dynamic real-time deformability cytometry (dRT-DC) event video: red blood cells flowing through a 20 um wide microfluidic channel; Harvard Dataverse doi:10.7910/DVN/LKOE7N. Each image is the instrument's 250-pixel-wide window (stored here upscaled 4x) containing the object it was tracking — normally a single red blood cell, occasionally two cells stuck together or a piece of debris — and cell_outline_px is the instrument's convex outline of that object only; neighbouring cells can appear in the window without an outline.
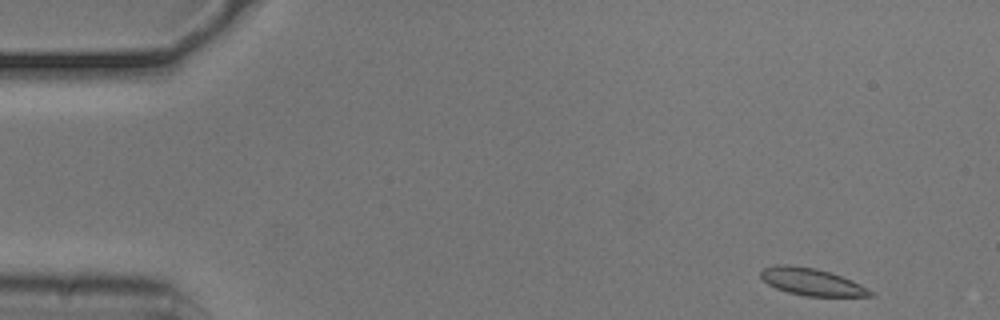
{"species": "common noctule bat (a hibernating species)", "species_latin": "Nyctalus noctula", "temperature_condition": "cold", "stored_images_in_passage": 51, "camera_frame_rate_fps": 3000, "um_per_image_px": 0.085, "animal": {"sex": "male", "body_mass_g": 20.5, "forearm_length_mm": 52.5}, "frame": {"image": 1, "passage_image": 1, "time_ms": 0.0, "image_size_px": [1000, 320], "cell_outline_px": [[876, 296], [804, 296], [788, 292], [776, 288], [768, 284], [760, 276], [760, 272], [764, 268], [776, 264], [788, 264], [816, 268], [852, 280], [876, 292]], "centroid_in_image_um": [69.01, 23.96], "position_along_channel_um": 16.0, "area_um2": 17.4}}
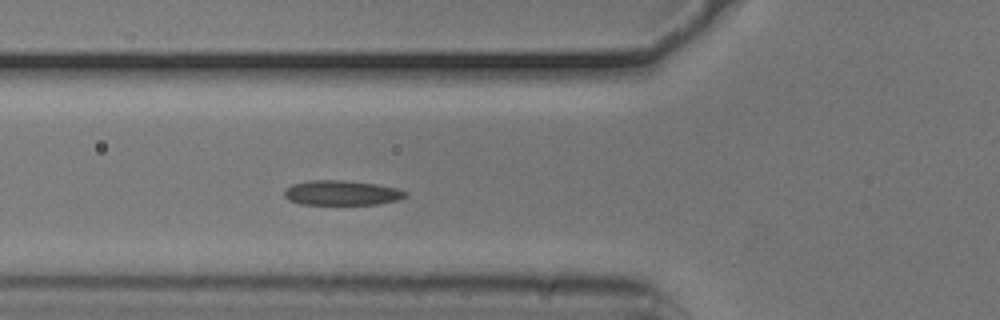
{"frame": {"image": 2, "passage_image": 16, "time_ms": 5.0, "image_size_px": [1000, 320], "cell_outline_px": [[408, 196], [396, 200], [376, 204], [300, 204], [288, 200], [284, 196], [284, 192], [292, 184], [308, 180], [344, 180], [376, 184], [400, 188], [408, 192]], "centroid_in_image_um": [29.06, 16.38], "position_along_channel_um": 96.7, "area_um2": 17.57}}
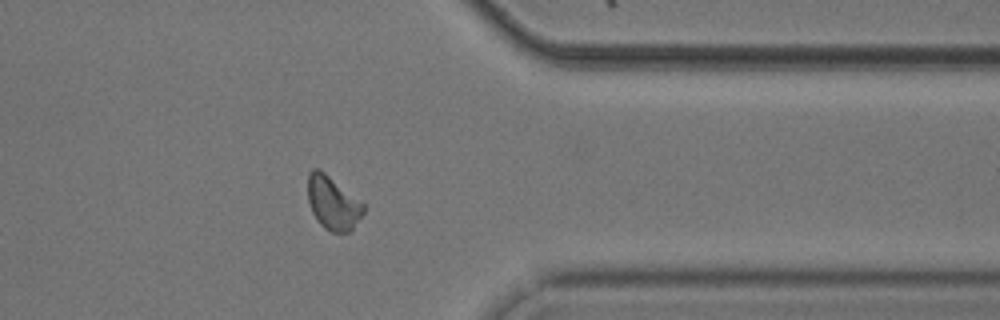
{"frame": {"image": 3, "passage_image": 40, "time_ms": 13.0, "image_size_px": [1000, 320], "cell_outline_px": [[364, 212], [352, 228], [348, 232], [332, 232], [324, 228], [320, 224], [312, 212], [308, 200], [308, 172], [312, 168], [320, 168], [364, 204]], "centroid_in_image_um": [28.26, 17.23], "position_along_channel_um": 383.1, "area_um2": 17.17}, "authors_computed_cell_mechanics": {"area_um2": 17.2244, "velocity_mm_per_s": 3.7064, "shape_relaxation_time_tau1_ms": 3.8751, "shape_relaxation_time_tau2_ms": 6.148, "deformation_change_tau1": 0.0937, "deformation_change_tau2": 0.151}}